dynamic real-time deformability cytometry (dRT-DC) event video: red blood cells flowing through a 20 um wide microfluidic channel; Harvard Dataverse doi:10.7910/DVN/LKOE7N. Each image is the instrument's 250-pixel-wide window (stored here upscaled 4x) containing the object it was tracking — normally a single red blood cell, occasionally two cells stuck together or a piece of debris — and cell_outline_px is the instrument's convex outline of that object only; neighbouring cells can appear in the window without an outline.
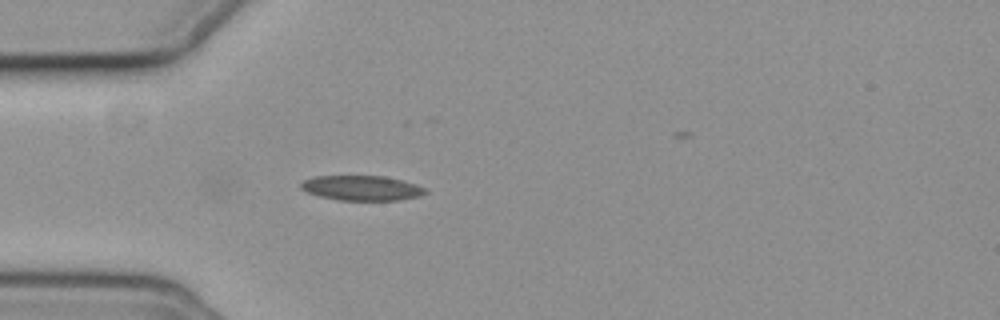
{"species": "common noctule bat (a hibernating species)", "species_latin": "Nyctalus noctula", "temperature_condition": "cold", "stored_images_in_passage": 50, "camera_frame_rate_fps": 3000, "um_per_image_px": 0.085, "animal": {"sex": "female", "body_mass_g": 19.3, "forearm_length_mm": 54.1}, "frame": {"image": 1, "passage_image": 16, "time_ms": 5.0, "image_size_px": [1000, 320], "cell_outline_px": [[428, 192], [420, 196], [396, 200], [336, 200], [320, 196], [308, 192], [300, 188], [300, 184], [304, 180], [312, 176], [384, 176], [416, 184], [424, 188]], "centroid_in_image_um": [30.72, 15.98], "position_along_channel_um": 54.3, "area_um2": 17.98}}
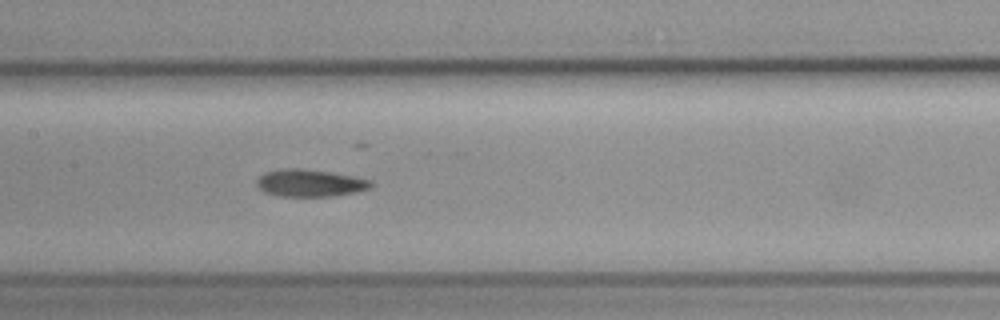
{"frame": {"image": 2, "passage_image": 27, "time_ms": 8.667, "image_size_px": [1000, 320], "cell_outline_px": [[372, 188], [356, 192], [336, 196], [280, 196], [264, 192], [256, 184], [256, 180], [264, 172], [288, 168], [300, 168], [328, 172], [352, 176], [372, 180]], "centroid_in_image_um": [26.36, 15.56], "position_along_channel_um": 181.0, "area_um2": 18.09}}
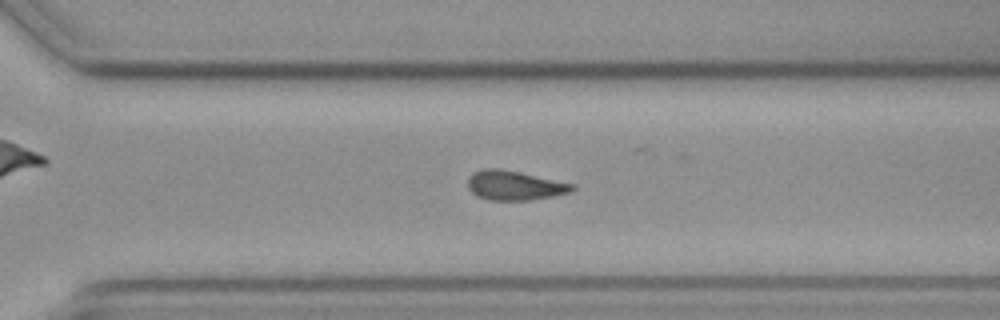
{"frame": {"image": 3, "passage_image": 39, "time_ms": 12.667, "image_size_px": [1000, 320], "cell_outline_px": [[576, 188], [572, 192], [532, 200], [488, 200], [476, 196], [468, 188], [468, 176], [472, 172], [484, 168], [500, 168], [576, 184]], "centroid_in_image_um": [43.73, 15.76], "position_along_channel_um": 326.9, "area_um2": 18.15}}